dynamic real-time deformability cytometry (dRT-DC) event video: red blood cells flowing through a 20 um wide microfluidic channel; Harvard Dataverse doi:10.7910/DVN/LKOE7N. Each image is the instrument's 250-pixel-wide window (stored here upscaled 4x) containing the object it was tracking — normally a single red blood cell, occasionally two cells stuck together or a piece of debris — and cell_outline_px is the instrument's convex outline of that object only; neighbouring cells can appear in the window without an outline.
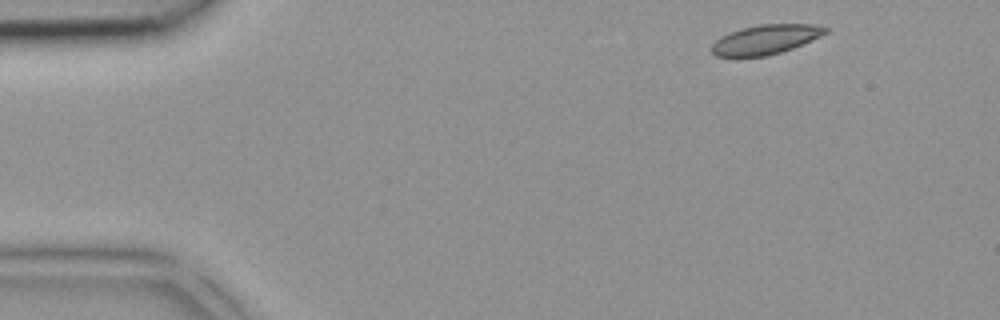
{"species": "common noctule bat (a hibernating species)", "species_latin": "Nyctalus noctula", "temperature_condition": "room temperature", "stored_images_in_passage": 2, "camera_frame_rate_fps": 3000, "um_per_image_px": 0.085, "animal": {"sex": "female", "body_mass_g": 18.4}, "frame": {"image": 1, "passage_image": 1, "time_ms": 0.0, "image_size_px": [1000, 320], "cell_outline_px": [[828, 32], [820, 36], [792, 48], [768, 56], [716, 56], [712, 52], [712, 44], [716, 40], [740, 28], [760, 24], [816, 24], [828, 28]], "centroid_in_image_um": [65.1, 3.35], "position_along_channel_um": 19.9, "area_um2": 19.25}}